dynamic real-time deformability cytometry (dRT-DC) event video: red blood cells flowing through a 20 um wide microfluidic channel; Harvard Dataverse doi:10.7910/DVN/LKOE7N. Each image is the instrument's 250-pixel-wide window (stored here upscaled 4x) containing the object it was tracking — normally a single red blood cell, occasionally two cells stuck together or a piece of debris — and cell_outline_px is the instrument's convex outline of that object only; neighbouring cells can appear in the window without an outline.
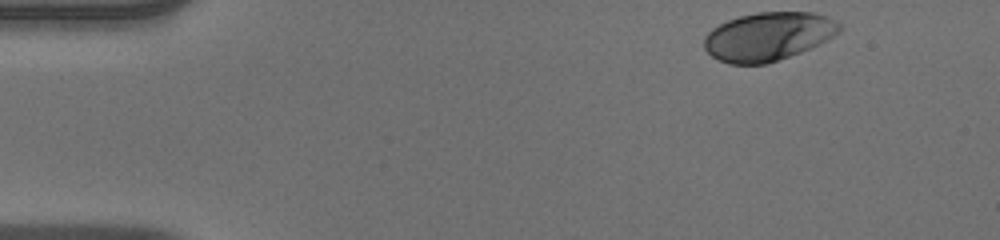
{"species": "human", "species_latin": "Homo sapiens", "temperature_condition": "warm", "stored_images_in_passage": 47, "camera_frame_rate_fps": 3000, "um_per_image_px": 0.085, "donor": {"sex": "male"}, "frame": {"image": 1, "passage_image": 1, "time_ms": 0.0, "image_size_px": [1000, 240], "cell_outline_px": [[840, 32], [800, 52], [764, 64], [728, 64], [712, 56], [704, 48], [704, 36], [712, 28], [728, 20], [740, 16], [756, 12], [812, 12], [828, 16], [836, 20], [840, 24]], "centroid_in_image_um": [65.27, 3.08], "position_along_channel_um": 19.7, "area_um2": 37.86}}
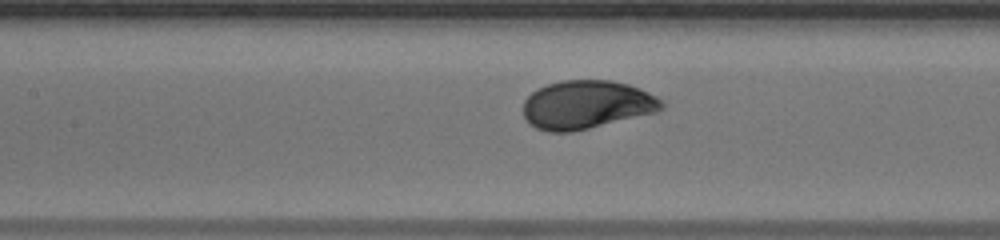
{"frame": {"image": 2, "passage_image": 19, "time_ms": 6.0, "image_size_px": [1000, 240], "cell_outline_px": [[664, 108], [656, 112], [572, 132], [548, 132], [536, 128], [528, 124], [524, 116], [524, 100], [536, 88], [560, 80], [612, 80], [628, 84], [640, 88], [656, 96], [664, 104]], "centroid_in_image_um": [49.83, 8.89], "position_along_channel_um": 157.6, "area_um2": 39.19}}
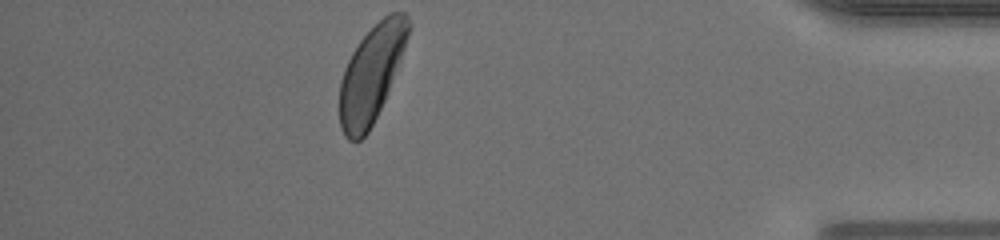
{"frame": {"image": 3, "passage_image": 41, "time_ms": 13.333, "image_size_px": [1000, 240], "cell_outline_px": [[412, 24], [400, 60], [384, 100], [368, 132], [360, 140], [348, 140], [344, 136], [340, 128], [340, 80], [344, 68], [352, 52], [360, 40], [388, 12], [404, 12], [408, 16]], "centroid_in_image_um": [31.56, 6.26], "position_along_channel_um": 403.6, "area_um2": 38.21}, "authors_computed_cell_mechanics": {"area_um2": 38.6682, "velocity_mm_per_s": 3.9448, "shape_relaxation_time_tau1_ms": 2.0236, "shape_relaxation_time_tau2_ms": null, "deformation_change_tau1": 0.1486, "deformation_change_tau2": null}}